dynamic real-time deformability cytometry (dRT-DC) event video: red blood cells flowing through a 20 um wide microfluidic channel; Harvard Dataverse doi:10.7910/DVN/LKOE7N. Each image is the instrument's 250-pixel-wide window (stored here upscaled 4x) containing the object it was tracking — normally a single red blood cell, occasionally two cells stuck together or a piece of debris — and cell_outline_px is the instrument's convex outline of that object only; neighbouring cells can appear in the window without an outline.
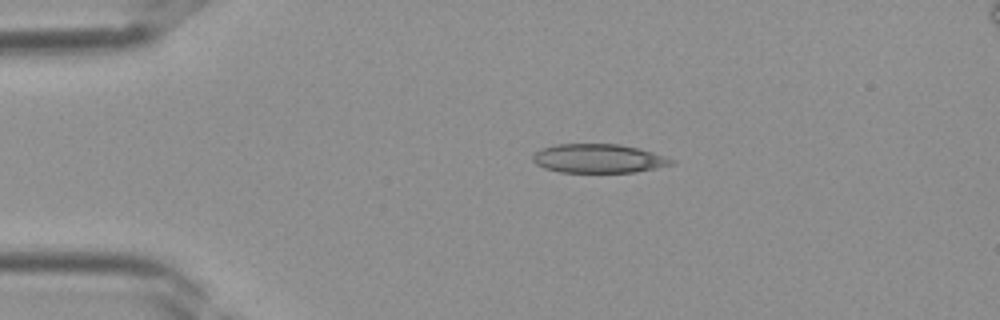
{"species": "Egyptian fruit bat (a non-hibernating species)", "species_latin": "Rousettus aegyptiacus", "temperature_condition": "room temperature", "stored_images_in_passage": 31, "camera_frame_rate_fps": 3000, "um_per_image_px": 0.085, "frame": {"image": 1, "passage_image": 1, "time_ms": 0.0, "image_size_px": [1000, 320], "cell_outline_px": [[676, 164], [636, 172], [560, 172], [544, 168], [536, 164], [532, 160], [532, 156], [540, 148], [556, 144], [620, 144], [652, 152], [676, 160]], "centroid_in_image_um": [50.87, 13.47], "position_along_channel_um": 34.1, "area_um2": 23.41}}
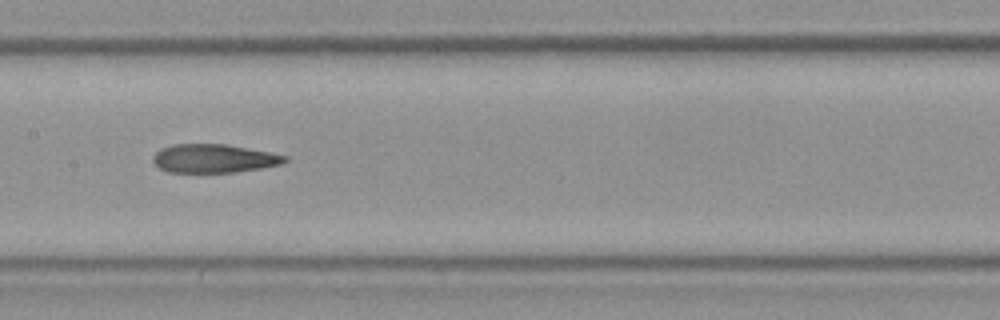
{"frame": {"image": 2, "passage_image": 12, "time_ms": 3.667, "image_size_px": [1000, 320], "cell_outline_px": [[288, 160], [284, 164], [260, 168], [232, 172], [168, 172], [160, 168], [152, 160], [152, 156], [160, 148], [172, 144], [228, 144], [272, 152], [288, 156]], "centroid_in_image_um": [18.21, 13.45], "position_along_channel_um": 189.2, "area_um2": 22.14}}
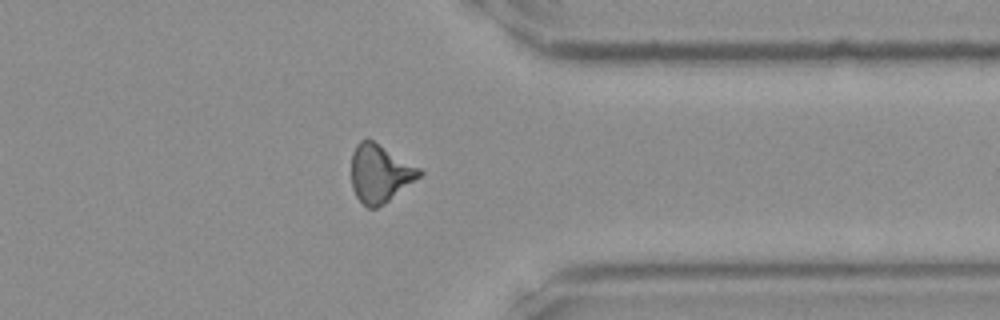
{"frame": {"image": 3, "passage_image": 23, "time_ms": 7.333, "image_size_px": [1000, 320], "cell_outline_px": [[424, 172], [420, 176], [384, 204], [376, 208], [368, 208], [356, 196], [352, 188], [352, 152], [356, 144], [360, 140], [372, 140], [420, 168]], "centroid_in_image_um": [32.28, 14.75], "position_along_channel_um": 379.1, "area_um2": 22.6}}